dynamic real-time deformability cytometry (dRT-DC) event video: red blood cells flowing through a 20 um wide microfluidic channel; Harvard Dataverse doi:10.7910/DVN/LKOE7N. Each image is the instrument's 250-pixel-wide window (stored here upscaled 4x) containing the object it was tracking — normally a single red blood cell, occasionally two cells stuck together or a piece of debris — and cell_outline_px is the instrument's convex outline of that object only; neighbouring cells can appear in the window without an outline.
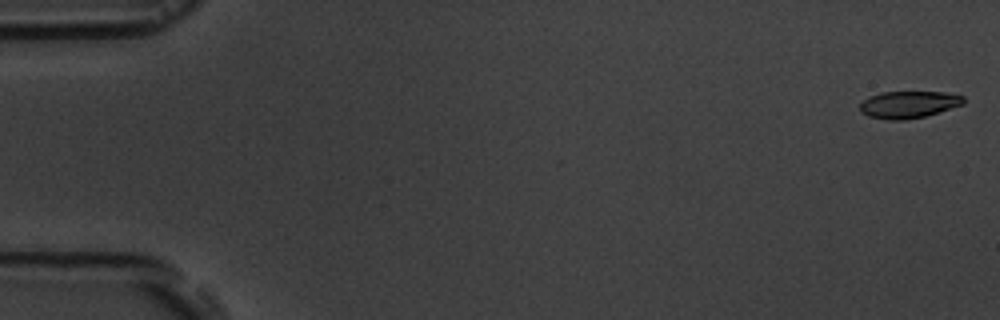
{"species": "common noctule bat (a hibernating species)", "species_latin": "Nyctalus noctula", "temperature_condition": "room temperature", "stored_images_in_passage": 4, "camera_frame_rate_fps": 3000, "um_per_image_px": 0.085, "animal": {"sex": "male", "body_mass_g": 19.5, "forearm_length_mm": 54.6}, "frame": {"image": 1, "passage_image": 1, "time_ms": 0.0, "image_size_px": [1000, 320], "cell_outline_px": [[964, 104], [924, 116], [904, 120], [888, 120], [868, 116], [860, 112], [860, 104], [868, 96], [880, 92], [944, 92], [964, 96]], "centroid_in_image_um": [77.2, 8.88], "position_along_channel_um": 7.8, "area_um2": 16.3}}